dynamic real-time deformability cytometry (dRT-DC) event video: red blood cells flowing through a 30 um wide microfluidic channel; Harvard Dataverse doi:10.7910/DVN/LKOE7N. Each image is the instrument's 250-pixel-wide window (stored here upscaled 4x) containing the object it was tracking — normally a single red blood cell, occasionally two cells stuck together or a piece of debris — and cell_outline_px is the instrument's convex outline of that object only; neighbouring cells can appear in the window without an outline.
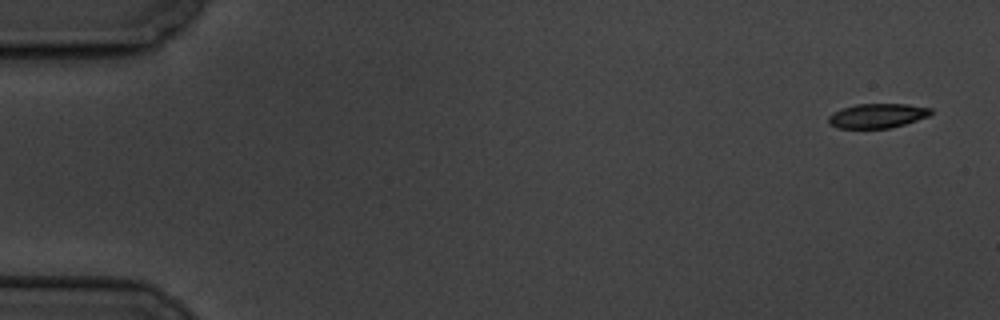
{"species": "common noctule bat (a hibernating species)", "species_latin": "Nyctalus noctula", "temperature_condition": "cold", "stored_images_in_passage": 5, "camera_frame_rate_fps": 3000, "um_per_image_px": 0.085, "animal": {"sex": "male", "body_mass_g": 19.5, "forearm_length_mm": 54.6}, "frame": {"image": 1, "passage_image": 1, "time_ms": 0.0, "image_size_px": [1000, 320], "cell_outline_px": [[932, 112], [928, 116], [892, 128], [836, 128], [828, 124], [828, 116], [832, 112], [856, 104], [908, 104], [932, 108]], "centroid_in_image_um": [74.55, 9.84], "position_along_channel_um": 10.5, "area_um2": 14.62}}
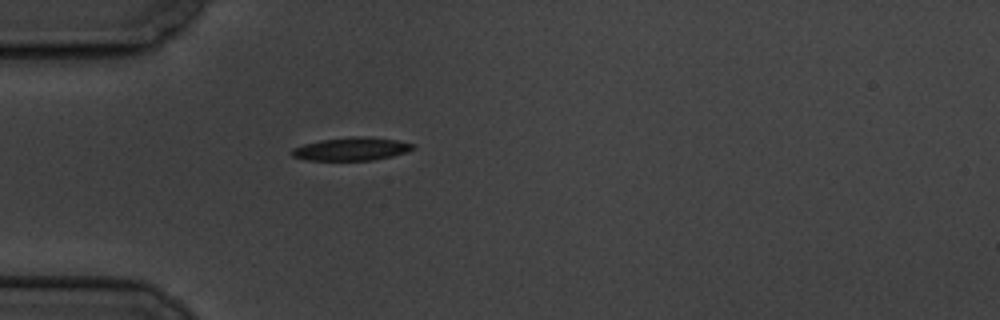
{"frame": {"image": 2, "passage_image": 5, "time_ms": 5.0, "image_size_px": [1000, 320], "cell_outline_px": [[416, 148], [408, 152], [392, 156], [372, 160], [304, 160], [292, 156], [288, 152], [292, 148], [304, 144], [320, 140], [360, 136], [364, 136], [396, 140], [412, 144]], "centroid_in_image_um": [29.83, 12.67], "position_along_channel_um": 55.2, "area_um2": 16.3}}